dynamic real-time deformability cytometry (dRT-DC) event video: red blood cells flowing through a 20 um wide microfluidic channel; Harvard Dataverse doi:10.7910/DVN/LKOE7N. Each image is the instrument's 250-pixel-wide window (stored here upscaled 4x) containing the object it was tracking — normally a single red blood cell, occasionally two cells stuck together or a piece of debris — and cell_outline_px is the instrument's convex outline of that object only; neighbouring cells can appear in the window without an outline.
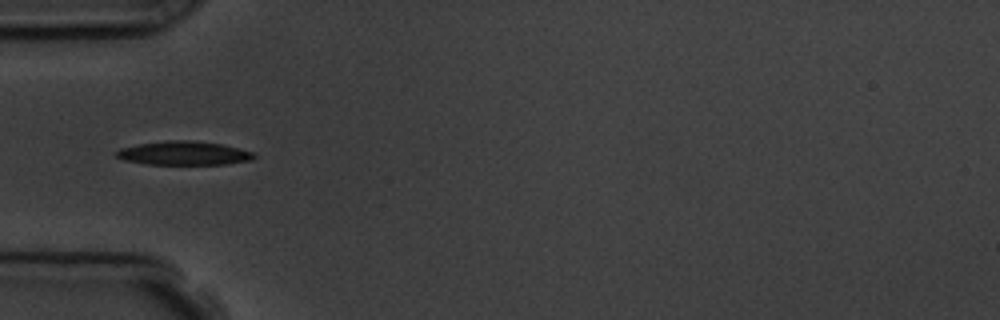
{"species": "common noctule bat (a hibernating species)", "species_latin": "Nyctalus noctula", "temperature_condition": "room temperature", "stored_images_in_passage": 7, "camera_frame_rate_fps": 3000, "um_per_image_px": 0.085, "animal": {"sex": "male", "body_mass_g": 19.5, "forearm_length_mm": 54.6}, "frame": {"image": 1, "passage_image": 5, "time_ms": 4.333, "image_size_px": [1000, 320], "cell_outline_px": [[256, 156], [252, 160], [228, 164], [148, 164], [124, 160], [116, 156], [116, 152], [120, 148], [140, 144], [168, 140], [192, 140], [224, 144], [252, 152]], "centroid_in_image_um": [15.66, 13.02], "position_along_channel_um": 69.3, "area_um2": 19.02}}